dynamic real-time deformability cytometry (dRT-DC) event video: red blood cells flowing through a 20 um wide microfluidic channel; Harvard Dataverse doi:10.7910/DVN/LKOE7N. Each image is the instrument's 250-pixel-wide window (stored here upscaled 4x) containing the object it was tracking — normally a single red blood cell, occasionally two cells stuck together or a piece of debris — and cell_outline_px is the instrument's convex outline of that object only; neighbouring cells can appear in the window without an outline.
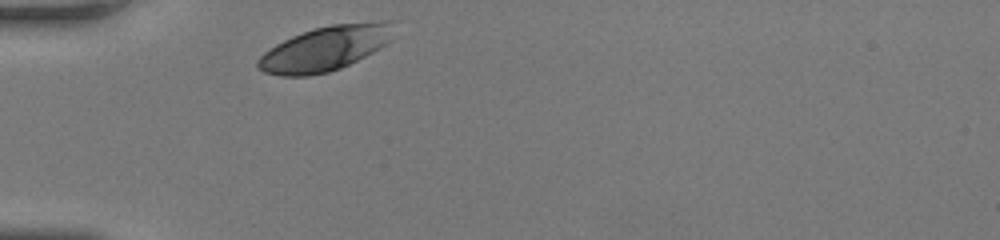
{"species": "human", "species_latin": "Homo sapiens", "temperature_condition": "room temperature", "stored_images_in_passage": 27, "camera_frame_rate_fps": 3000, "um_per_image_px": 0.085, "donor": {"sex": "female"}, "frame": {"image": 1, "passage_image": 1, "time_ms": 0.0, "image_size_px": [1000, 240], "cell_outline_px": [[388, 40], [384, 44], [372, 52], [340, 68], [328, 72], [308, 76], [280, 76], [264, 72], [256, 68], [256, 60], [264, 52], [276, 44], [292, 36], [316, 28], [332, 24], [384, 20], [388, 20]], "centroid_in_image_um": [27.51, 4.15], "position_along_channel_um": 57.5, "area_um2": 34.56}}
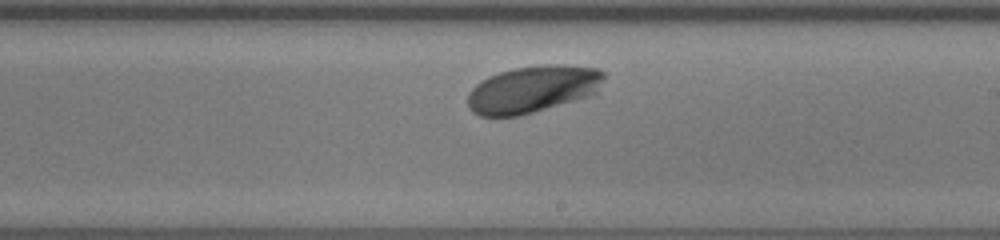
{"frame": {"image": 2, "passage_image": 16, "time_ms": 5.0, "image_size_px": [1000, 240], "cell_outline_px": [[604, 80], [596, 92], [592, 96], [520, 116], [480, 116], [472, 112], [468, 108], [468, 92], [476, 84], [488, 76], [500, 72], [516, 68], [544, 64], [560, 64], [600, 68], [604, 72]], "centroid_in_image_um": [45.31, 7.58], "position_along_channel_um": 243.7, "area_um2": 37.74}}
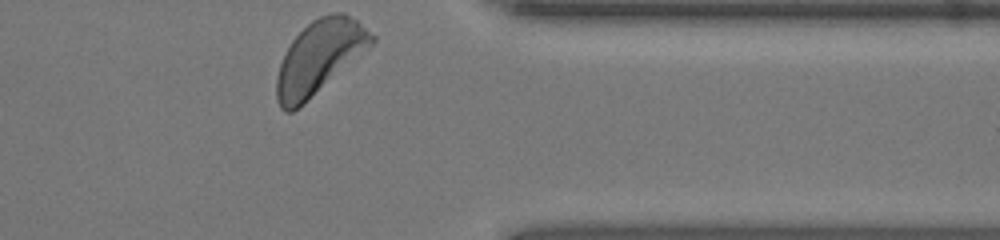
{"frame": {"image": 3, "passage_image": 27, "time_ms": 8.667, "image_size_px": [1000, 240], "cell_outline_px": [[376, 40], [368, 48], [304, 104], [292, 112], [284, 112], [280, 108], [276, 100], [276, 76], [280, 64], [292, 40], [312, 20], [320, 16], [332, 12], [344, 12], [356, 20], [376, 36]], "centroid_in_image_um": [27.13, 4.87], "position_along_channel_um": 384.3, "area_um2": 40.11}, "authors_computed_cell_mechanics": {"area_um2": 35.9516, "velocity_mm_per_s": 3.9915, "shape_relaxation_time_tau1_ms": 0.9921, "shape_relaxation_time_tau2_ms": null, "deformation_change_tau1": 0.0793, "deformation_change_tau2": null}}